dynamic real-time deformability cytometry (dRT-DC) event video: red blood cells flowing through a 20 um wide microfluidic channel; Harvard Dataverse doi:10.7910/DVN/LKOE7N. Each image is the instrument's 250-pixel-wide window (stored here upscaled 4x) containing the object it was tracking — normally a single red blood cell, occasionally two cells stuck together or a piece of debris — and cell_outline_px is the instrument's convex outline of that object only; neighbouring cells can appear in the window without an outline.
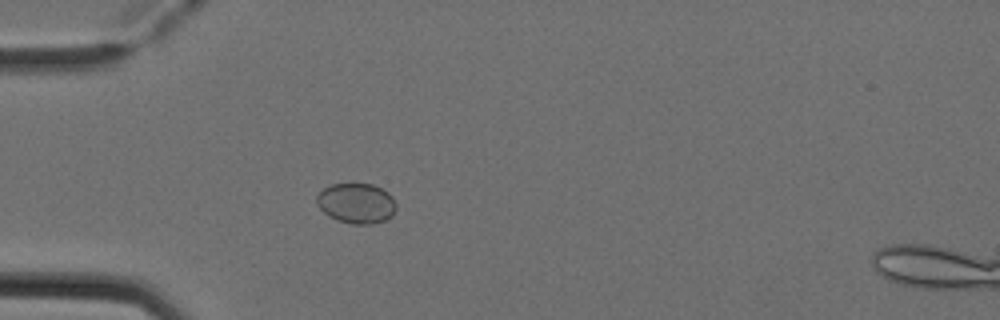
{"species": "Egyptian fruit bat (a non-hibernating species)", "species_latin": "Rousettus aegyptiacus", "temperature_condition": "cold", "stored_images_in_passage": 4, "camera_frame_rate_fps": 3000, "um_per_image_px": 0.085, "animal": {"sex": "female"}, "frame": {"image": 1, "passage_image": 4, "time_ms": 1.0, "image_size_px": [1000, 320], "cell_outline_px": [[396, 208], [392, 216], [384, 220], [372, 224], [352, 224], [336, 220], [328, 216], [316, 204], [316, 196], [324, 188], [332, 184], [372, 184], [388, 192], [392, 196], [396, 204]], "centroid_in_image_um": [30.29, 17.28], "position_along_channel_um": 54.7, "area_um2": 18.67}}